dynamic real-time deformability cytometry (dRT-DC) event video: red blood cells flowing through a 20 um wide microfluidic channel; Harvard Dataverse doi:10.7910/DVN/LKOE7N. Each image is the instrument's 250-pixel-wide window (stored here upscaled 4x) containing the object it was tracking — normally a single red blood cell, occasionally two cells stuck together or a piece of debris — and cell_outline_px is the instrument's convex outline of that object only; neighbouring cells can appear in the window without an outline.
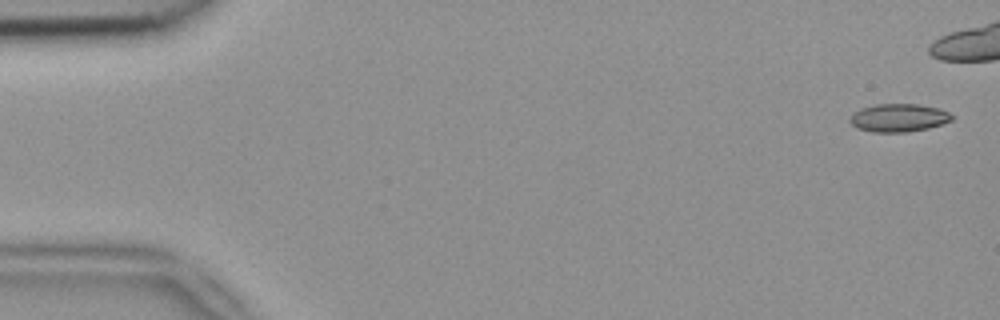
{"species": "common noctule bat (a hibernating species)", "species_latin": "Nyctalus noctula", "temperature_condition": "room temperature", "stored_images_in_passage": 6, "camera_frame_rate_fps": 3000, "um_per_image_px": 0.085, "animal": {"sex": "female", "body_mass_g": 18.4}, "frame": {"image": 1, "passage_image": 1, "time_ms": 0.0, "image_size_px": [1000, 320], "cell_outline_px": [[956, 116], [952, 120], [928, 128], [908, 132], [872, 132], [856, 128], [848, 120], [860, 108], [876, 104], [916, 104], [940, 108]], "centroid_in_image_um": [76.4, 10.01], "position_along_channel_um": 8.6, "area_um2": 16.7}}